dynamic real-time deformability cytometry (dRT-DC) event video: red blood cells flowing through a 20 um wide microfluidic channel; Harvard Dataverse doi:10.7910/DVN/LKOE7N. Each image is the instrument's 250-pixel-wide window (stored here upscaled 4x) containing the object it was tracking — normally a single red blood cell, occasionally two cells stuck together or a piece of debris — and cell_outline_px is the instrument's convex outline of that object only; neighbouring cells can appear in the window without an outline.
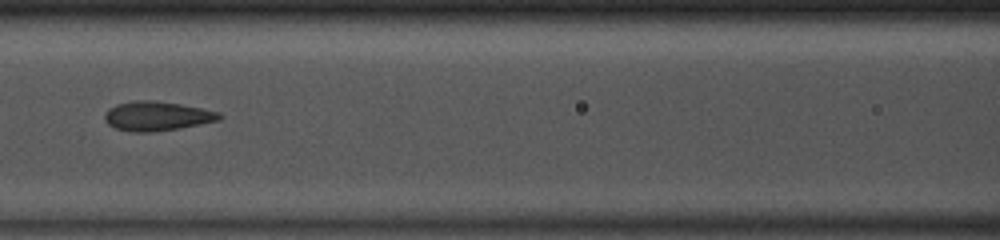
{"species": "common noctule bat (a hibernating species)", "species_latin": "Nyctalus noctula", "temperature_condition": "room temperature", "stored_images_in_passage": 35, "camera_frame_rate_fps": 3000, "um_per_image_px": 0.085, "animal": {"sex": "male", "body_mass_g": 13.0, "forearm_length_mm": 53.1}, "frame": {"image": 1, "passage_image": 11, "time_ms": 3.333, "image_size_px": [1000, 240], "cell_outline_px": [[224, 116], [220, 120], [180, 128], [152, 132], [132, 132], [116, 128], [108, 124], [104, 120], [104, 116], [108, 108], [116, 104], [132, 100], [152, 100], [180, 104], [220, 112]], "centroid_in_image_um": [13.33, 9.86], "position_along_channel_um": 153.3, "area_um2": 19.71}}
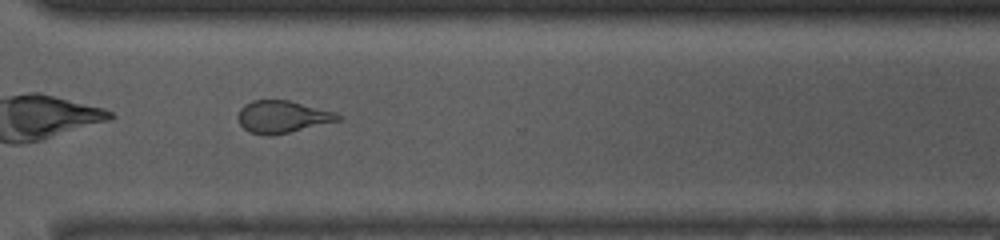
{"frame": {"image": 2, "passage_image": 25, "time_ms": 8.0, "image_size_px": [1000, 240], "cell_outline_px": [[344, 116], [340, 120], [288, 132], [268, 136], [264, 136], [248, 132], [240, 124], [236, 116], [240, 108], [244, 104], [252, 100], [288, 100], [336, 112]], "centroid_in_image_um": [23.97, 9.92], "position_along_channel_um": 346.6, "area_um2": 18.84}, "authors_computed_cell_mechanics": {"area_um2": 19.074, "velocity_mm_per_s": 4.1512, "shape_relaxation_time_tau1_ms": 3.1022, "shape_relaxation_time_tau2_ms": 1.1427, "deformation_change_tau1": 0.1319, "deformation_change_tau2": 0.0981}}